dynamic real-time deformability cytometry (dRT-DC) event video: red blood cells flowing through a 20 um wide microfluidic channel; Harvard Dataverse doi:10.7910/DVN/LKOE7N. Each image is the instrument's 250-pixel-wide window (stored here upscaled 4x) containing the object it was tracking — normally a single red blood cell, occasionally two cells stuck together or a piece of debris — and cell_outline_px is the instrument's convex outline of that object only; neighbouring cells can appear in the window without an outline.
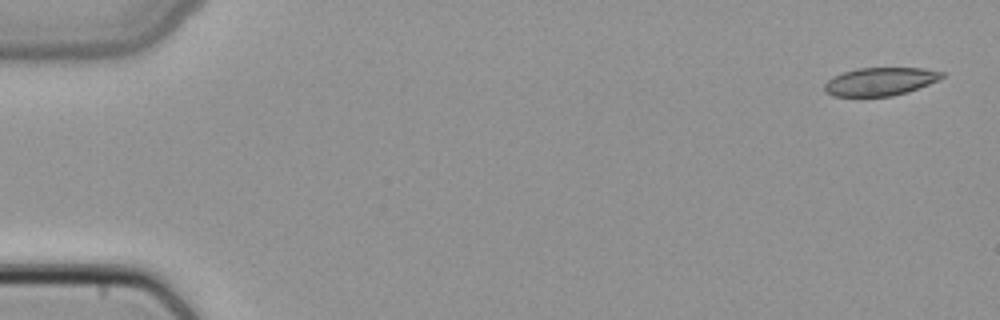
{"species": "common noctule bat (a hibernating species)", "species_latin": "Nyctalus noctula", "temperature_condition": "cold", "stored_images_in_passage": 5, "camera_frame_rate_fps": 3000, "um_per_image_px": 0.085, "animal": {"sex": "female", "body_mass_g": 22.7, "forearm_length_mm": 54.2}, "frame": {"image": 1, "passage_image": 1, "time_ms": 0.0, "image_size_px": [1000, 320], "cell_outline_px": [[944, 76], [928, 84], [908, 92], [892, 96], [832, 96], [824, 88], [824, 84], [832, 76], [856, 68], [924, 68], [944, 72]], "centroid_in_image_um": [74.8, 6.92], "position_along_channel_um": 10.2, "area_um2": 19.13}}